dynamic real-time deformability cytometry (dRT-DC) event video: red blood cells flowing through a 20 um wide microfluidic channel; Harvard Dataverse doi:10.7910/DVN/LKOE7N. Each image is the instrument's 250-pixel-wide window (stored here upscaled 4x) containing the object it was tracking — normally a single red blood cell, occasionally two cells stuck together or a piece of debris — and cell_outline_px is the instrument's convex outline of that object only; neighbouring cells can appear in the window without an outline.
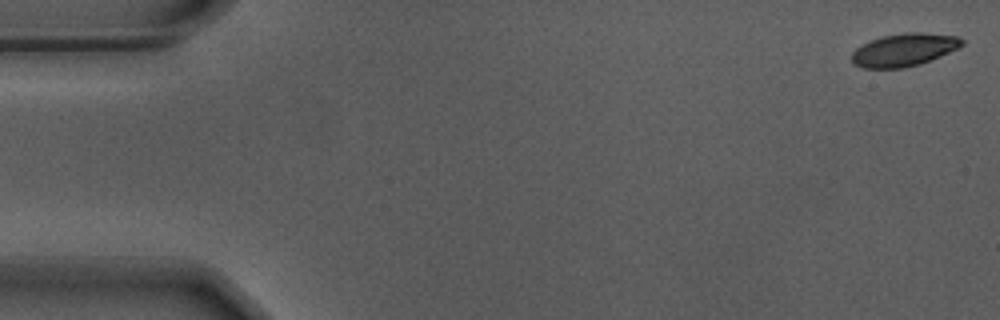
{"species": "Egyptian fruit bat (a non-hibernating species)", "species_latin": "Rousettus aegyptiacus", "temperature_condition": "warm", "stored_images_in_passage": 52, "camera_frame_rate_fps": 3000, "um_per_image_px": 0.085, "animal": {"sex": "male"}, "frame": {"image": 1, "passage_image": 1, "time_ms": 0.0, "image_size_px": [1000, 320], "cell_outline_px": [[964, 44], [940, 56], [920, 64], [904, 68], [864, 68], [852, 64], [852, 52], [856, 48], [872, 40], [884, 36], [904, 32], [920, 32], [956, 36], [964, 40]], "centroid_in_image_um": [76.83, 4.24], "position_along_channel_um": 8.2, "area_um2": 20.87}}
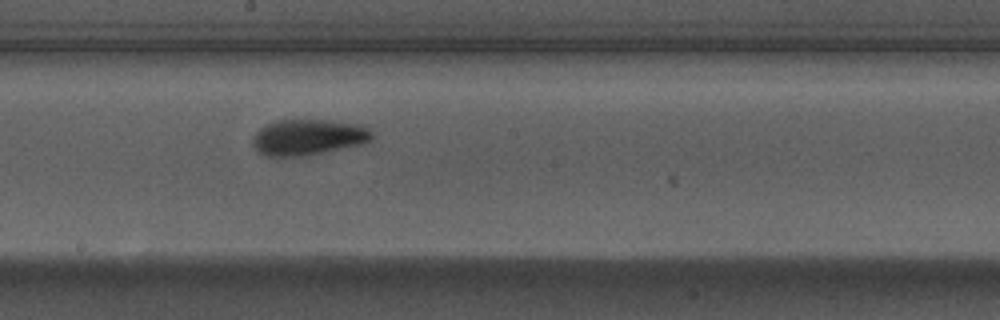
{"frame": {"image": 2, "passage_image": 30, "time_ms": 9.667, "image_size_px": [1000, 320], "cell_outline_px": [[372, 140], [360, 144], [304, 156], [268, 156], [260, 152], [252, 144], [252, 136], [260, 128], [276, 120], [332, 120], [368, 124], [372, 132]], "centroid_in_image_um": [26.25, 11.63], "position_along_channel_um": 222.0, "area_um2": 25.09}}
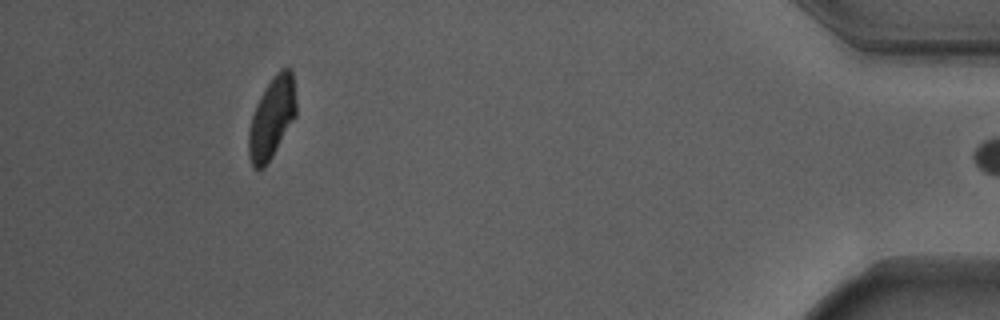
{"frame": {"image": 3, "passage_image": 51, "time_ms": 16.667, "image_size_px": [1000, 320], "cell_outline_px": [[296, 116], [272, 156], [264, 168], [252, 168], [248, 156], [248, 132], [252, 116], [256, 104], [264, 88], [272, 76], [280, 68], [292, 68], [296, 100]], "centroid_in_image_um": [23.1, 9.99], "position_along_channel_um": 412.1, "area_um2": 22.66}, "authors_computed_cell_mechanics": {"area_um2": 23.3801, "velocity_mm_per_s": 3.6827, "shape_relaxation_time_tau1_ms": 3.3768, "shape_relaxation_time_tau2_ms": 1.196, "deformation_change_tau1": 0.1543, "deformation_change_tau2": 0.0633}}